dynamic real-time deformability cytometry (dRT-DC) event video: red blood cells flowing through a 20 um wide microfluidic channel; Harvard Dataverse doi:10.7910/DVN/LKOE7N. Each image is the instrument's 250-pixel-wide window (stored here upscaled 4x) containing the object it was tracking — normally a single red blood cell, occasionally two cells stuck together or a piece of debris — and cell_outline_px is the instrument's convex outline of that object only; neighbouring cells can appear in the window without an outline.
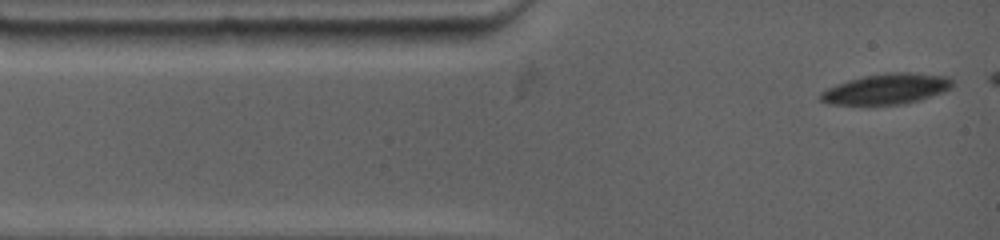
{"species": "common noctule bat (a hibernating species)", "species_latin": "Nyctalus noctula", "temperature_condition": "warm", "stored_images_in_passage": 3, "camera_frame_rate_fps": 4500, "um_per_image_px": 0.085, "animal": {"sex": "female", "body_mass_g": 19.0, "forearm_length_mm": 53.3}, "frame": {"image": 1, "passage_image": 3, "time_ms": 0.667, "image_size_px": [1000, 240], "cell_outline_px": [[952, 88], [944, 92], [920, 100], [904, 104], [828, 104], [820, 100], [820, 92], [836, 84], [848, 80], [864, 76], [884, 72], [916, 72], [948, 76], [952, 80]], "centroid_in_image_um": [75.39, 7.54], "position_along_channel_um": 9.6, "area_um2": 23.64}}